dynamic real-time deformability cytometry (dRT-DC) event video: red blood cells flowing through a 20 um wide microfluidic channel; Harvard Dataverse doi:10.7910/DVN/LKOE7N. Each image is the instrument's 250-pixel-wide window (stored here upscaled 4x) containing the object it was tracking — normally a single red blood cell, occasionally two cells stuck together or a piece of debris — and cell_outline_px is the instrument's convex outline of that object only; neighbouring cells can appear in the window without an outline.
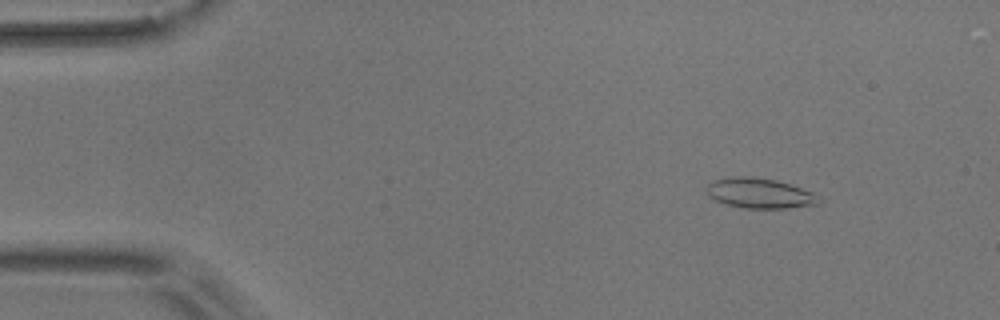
{"species": "common noctule bat (a hibernating species)", "species_latin": "Nyctalus noctula", "temperature_condition": "room temperature", "stored_images_in_passage": 4, "camera_frame_rate_fps": 3000, "um_per_image_px": 0.085, "animal": {"sex": "male", "body_mass_g": 17.9}, "frame": {"image": 1, "passage_image": 2, "time_ms": 1.0, "image_size_px": [1000, 320], "cell_outline_px": [[824, 200], [820, 204], [788, 208], [740, 208], [724, 204], [708, 196], [704, 188], [712, 180], [736, 176], [752, 176], [776, 180], [812, 192], [820, 196]], "centroid_in_image_um": [64.56, 16.43], "position_along_channel_um": 20.4, "area_um2": 20.06}}